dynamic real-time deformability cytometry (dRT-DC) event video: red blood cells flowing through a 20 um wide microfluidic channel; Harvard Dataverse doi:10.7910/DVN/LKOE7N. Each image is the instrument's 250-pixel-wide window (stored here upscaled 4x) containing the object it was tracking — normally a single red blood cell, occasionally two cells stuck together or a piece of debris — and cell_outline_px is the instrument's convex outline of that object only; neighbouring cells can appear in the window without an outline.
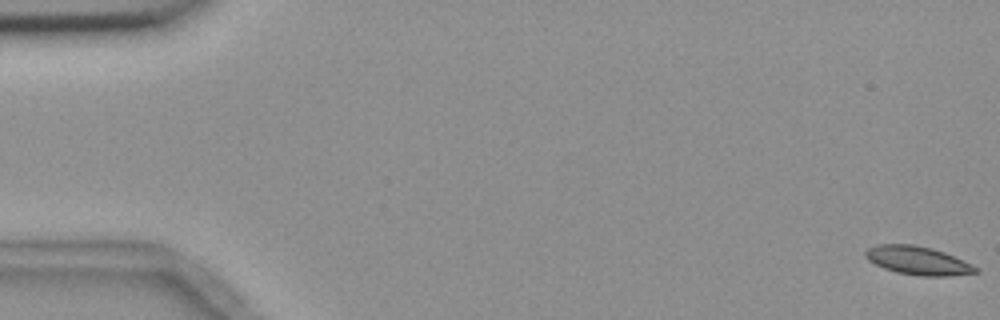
{"species": "common noctule bat (a hibernating species)", "species_latin": "Nyctalus noctula", "temperature_condition": "room temperature", "stored_images_in_passage": 3, "camera_frame_rate_fps": 3000, "um_per_image_px": 0.085, "animal": {"sex": "female", "body_mass_g": 18.4}, "frame": {"image": 1, "passage_image": 1, "time_ms": 0.0, "image_size_px": [1000, 320], "cell_outline_px": [[980, 272], [948, 276], [920, 276], [896, 272], [884, 268], [868, 260], [864, 256], [864, 252], [868, 248], [876, 244], [912, 244], [932, 248], [944, 252], [964, 260], [980, 268]], "centroid_in_image_um": [78.04, 22.14], "position_along_channel_um": 7.0, "area_um2": 18.44}}
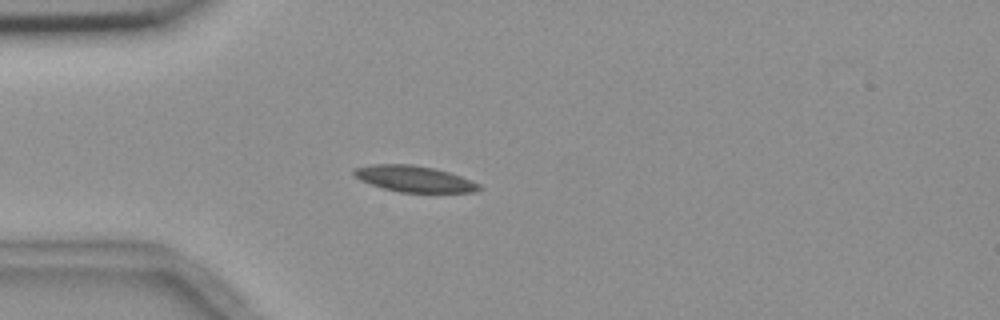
{"frame": {"image": 2, "passage_image": 3, "time_ms": 5.0, "image_size_px": [1000, 320], "cell_outline_px": [[484, 188], [476, 192], [400, 192], [380, 188], [360, 180], [352, 176], [352, 172], [356, 168], [372, 164], [412, 164], [432, 168], [448, 172], [460, 176], [480, 184]], "centroid_in_image_um": [35.18, 15.21], "position_along_channel_um": 49.8, "area_um2": 19.13}}